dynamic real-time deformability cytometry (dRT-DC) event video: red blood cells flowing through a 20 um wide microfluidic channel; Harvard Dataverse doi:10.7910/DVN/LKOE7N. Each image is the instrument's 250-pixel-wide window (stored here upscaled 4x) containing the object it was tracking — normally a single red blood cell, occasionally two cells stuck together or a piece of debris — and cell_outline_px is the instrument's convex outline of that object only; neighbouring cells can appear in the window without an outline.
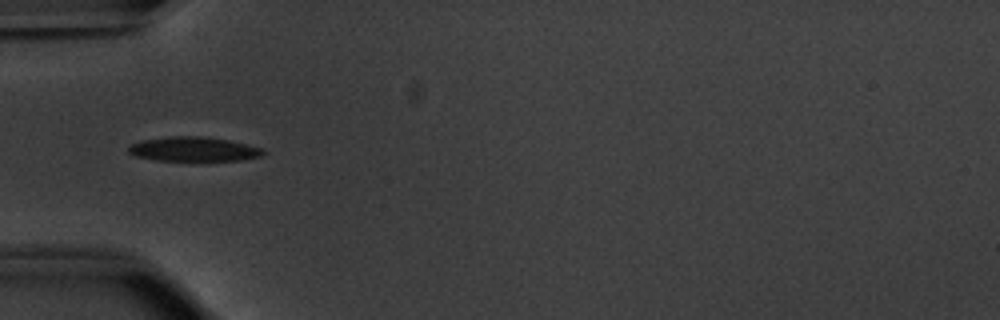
{"species": "common noctule bat (a hibernating species)", "species_latin": "Nyctalus noctula", "temperature_condition": "warm", "stored_images_in_passage": 36, "camera_frame_rate_fps": 3000, "um_per_image_px": 0.085, "animal": {"sex": "male", "body_mass_g": 20.1, "forearm_length_mm": 53.5}, "frame": {"image": 1, "passage_image": 1, "time_ms": 0.0, "image_size_px": [1000, 320], "cell_outline_px": [[264, 152], [260, 156], [240, 160], [156, 160], [136, 156], [128, 152], [128, 148], [132, 144], [144, 140], [172, 136], [200, 136], [228, 140], [248, 144], [264, 148]], "centroid_in_image_um": [16.48, 12.67], "position_along_channel_um": 68.5, "area_um2": 18.84}}
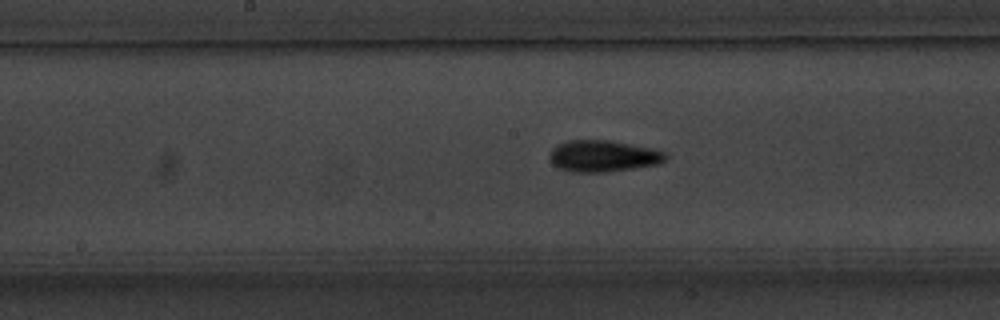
{"frame": {"image": 2, "passage_image": 11, "time_ms": 3.333, "image_size_px": [1000, 320], "cell_outline_px": [[668, 156], [660, 164], [632, 168], [600, 172], [568, 172], [552, 164], [548, 156], [552, 148], [568, 140], [612, 140], [652, 148], [664, 152]], "centroid_in_image_um": [51.25, 13.26], "position_along_channel_um": 197.0, "area_um2": 21.33}}
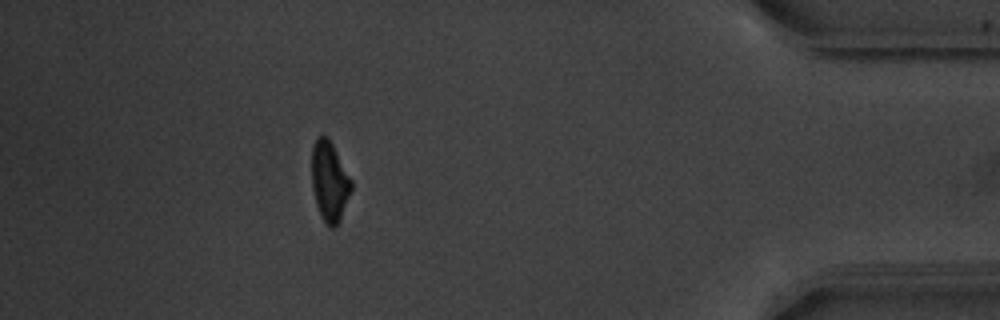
{"frame": {"image": 3, "passage_image": 31, "time_ms": 10.0, "image_size_px": [1000, 320], "cell_outline_px": [[352, 188], [340, 220], [332, 228], [328, 228], [320, 216], [316, 204], [312, 188], [312, 148], [316, 136], [328, 136], [352, 180]], "centroid_in_image_um": [28.0, 15.42], "position_along_channel_um": 407.2, "area_um2": 18.5}, "authors_computed_cell_mechanics": {"area_um2": 19.1607, "velocity_mm_per_s": 3.8453, "shape_relaxation_time_tau1_ms": 3.0727, "shape_relaxation_time_tau2_ms": 6.2136, "deformation_change_tau1": 0.1273, "deformation_change_tau2": 0.133}}